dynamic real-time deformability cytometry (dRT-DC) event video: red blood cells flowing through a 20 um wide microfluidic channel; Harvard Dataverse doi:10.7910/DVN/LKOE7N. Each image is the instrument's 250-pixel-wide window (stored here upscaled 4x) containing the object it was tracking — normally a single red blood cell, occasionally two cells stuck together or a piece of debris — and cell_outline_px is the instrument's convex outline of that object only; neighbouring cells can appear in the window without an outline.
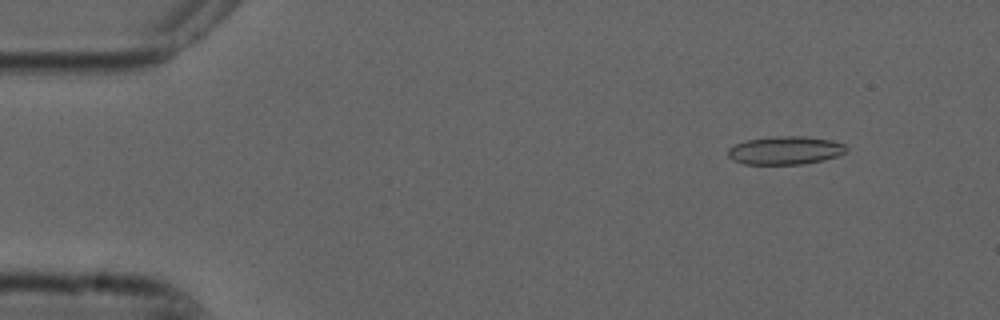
{"species": "common noctule bat (a hibernating species)", "species_latin": "Nyctalus noctula", "temperature_condition": "cold", "stored_images_in_passage": 49, "camera_frame_rate_fps": 3000, "um_per_image_px": 0.085, "animal": {"sex": "male", "forearm_length_mm": 52.5}, "frame": {"image": 1, "passage_image": 6, "time_ms": 1.667, "image_size_px": [1000, 320], "cell_outline_px": [[848, 152], [836, 156], [804, 164], [744, 164], [732, 160], [728, 156], [728, 148], [744, 140], [776, 136], [808, 136], [832, 140], [844, 144], [848, 148]], "centroid_in_image_um": [66.75, 12.77], "position_along_channel_um": 18.3, "area_um2": 19.59}}
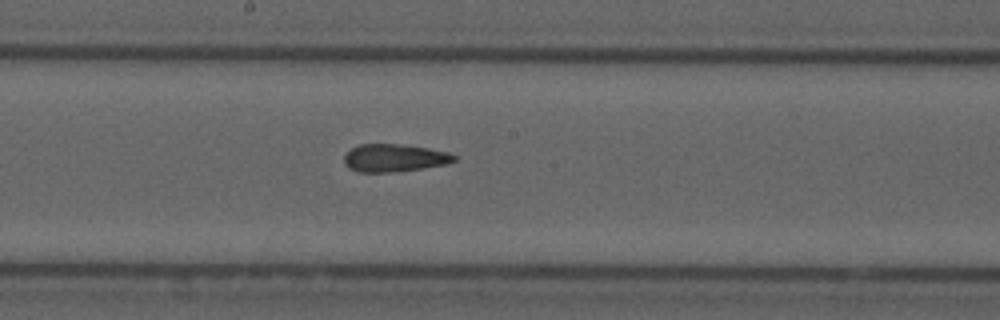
{"frame": {"image": 2, "passage_image": 29, "time_ms": 9.333, "image_size_px": [1000, 320], "cell_outline_px": [[456, 160], [448, 164], [424, 168], [388, 172], [356, 172], [348, 168], [344, 164], [344, 156], [352, 148], [360, 144], [396, 144], [428, 148], [448, 152], [456, 156]], "centroid_in_image_um": [33.51, 13.43], "position_along_channel_um": 214.7, "area_um2": 17.74}}
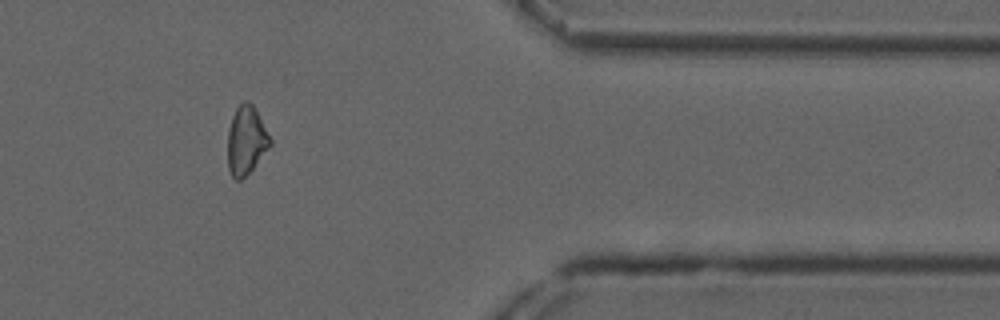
{"frame": {"image": 3, "passage_image": 45, "time_ms": 14.667, "image_size_px": [1000, 320], "cell_outline_px": [[272, 144], [252, 168], [240, 180], [236, 180], [232, 176], [228, 168], [228, 132], [232, 116], [236, 108], [244, 100], [248, 100], [252, 104], [272, 140]], "centroid_in_image_um": [20.92, 11.92], "position_along_channel_um": 390.5, "area_um2": 16.65}}